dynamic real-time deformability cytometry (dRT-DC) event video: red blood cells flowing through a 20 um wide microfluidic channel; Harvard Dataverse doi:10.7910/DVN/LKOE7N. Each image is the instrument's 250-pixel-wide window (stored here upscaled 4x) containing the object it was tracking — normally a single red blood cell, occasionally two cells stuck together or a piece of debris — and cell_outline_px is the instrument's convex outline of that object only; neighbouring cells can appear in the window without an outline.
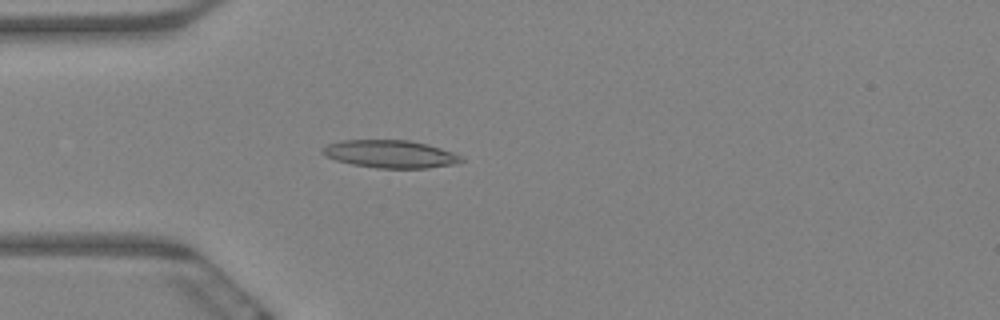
{"species": "Egyptian fruit bat (a non-hibernating species)", "species_latin": "Rousettus aegyptiacus", "temperature_condition": "warm", "stored_images_in_passage": 62, "camera_frame_rate_fps": 3000, "um_per_image_px": 0.085, "animal": {"sex": "female"}, "frame": {"image": 1, "passage_image": 18, "time_ms": 5.667, "image_size_px": [1000, 320], "cell_outline_px": [[464, 160], [456, 164], [428, 168], [376, 168], [352, 164], [336, 160], [324, 156], [320, 152], [328, 144], [340, 140], [408, 140], [440, 148], [452, 152], [460, 156]], "centroid_in_image_um": [33.14, 13.1], "position_along_channel_um": 51.9, "area_um2": 22.31}}
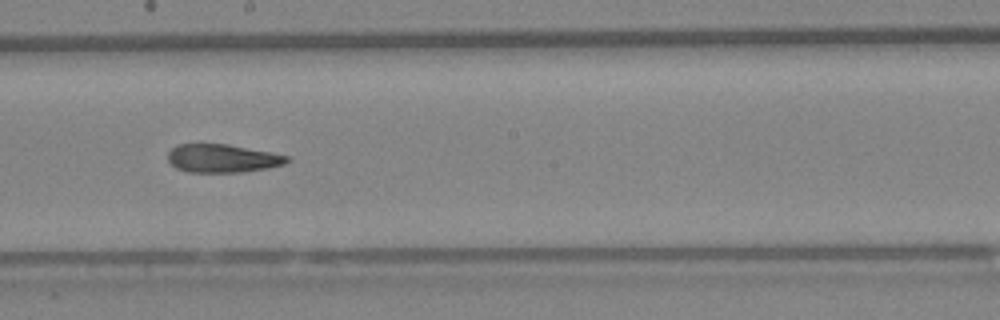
{"frame": {"image": 2, "passage_image": 35, "time_ms": 11.333, "image_size_px": [1000, 320], "cell_outline_px": [[292, 160], [284, 164], [268, 168], [244, 172], [188, 172], [176, 168], [168, 160], [168, 152], [176, 144], [228, 144], [288, 156]], "centroid_in_image_um": [18.9, 13.46], "position_along_channel_um": 229.3, "area_um2": 19.59}}
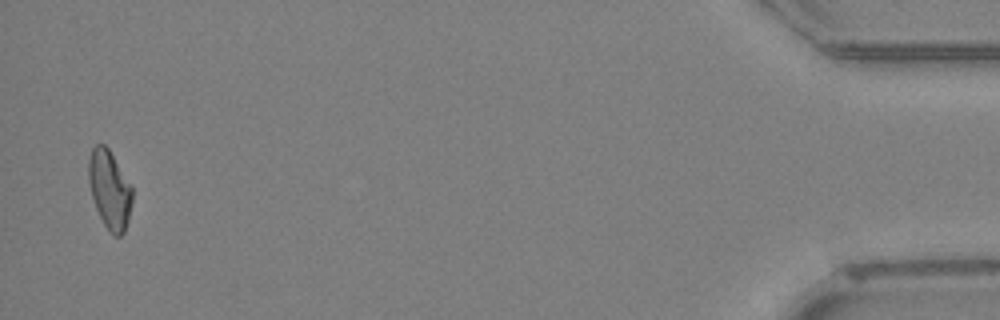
{"frame": {"image": 3, "passage_image": 61, "time_ms": 20.0, "image_size_px": [1000, 320], "cell_outline_px": [[132, 204], [128, 220], [124, 232], [120, 236], [112, 236], [104, 224], [96, 208], [92, 196], [88, 180], [88, 160], [92, 148], [96, 144], [104, 144], [108, 148], [132, 188]], "centroid_in_image_um": [9.3, 16.13], "position_along_channel_um": 425.9, "area_um2": 19.77}, "authors_computed_cell_mechanics": {"area_um2": 20.6924, "velocity_mm_per_s": 3.2974, "shape_relaxation_time_tau1_ms": null, "shape_relaxation_time_tau2_ms": 3.4159, "deformation_change_tau1": null, "deformation_change_tau2": 0.1249}}